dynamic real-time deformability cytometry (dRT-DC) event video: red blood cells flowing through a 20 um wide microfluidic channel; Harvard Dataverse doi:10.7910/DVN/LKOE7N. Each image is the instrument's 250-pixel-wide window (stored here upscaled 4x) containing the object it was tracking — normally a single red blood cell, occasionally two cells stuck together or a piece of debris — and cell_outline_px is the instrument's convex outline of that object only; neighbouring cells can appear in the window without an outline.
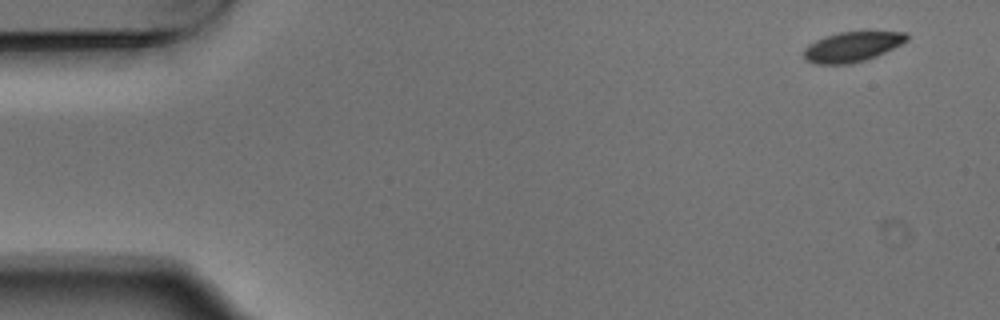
{"species": "Egyptian fruit bat (a non-hibernating species)", "species_latin": "Rousettus aegyptiacus", "temperature_condition": "warm", "stored_images_in_passage": 8, "camera_frame_rate_fps": 3000, "um_per_image_px": 0.085, "animal": {"sex": "male"}, "frame": {"image": 1, "passage_image": 1, "time_ms": 0.0, "image_size_px": [1000, 320], "cell_outline_px": [[908, 40], [876, 56], [852, 64], [816, 64], [804, 60], [804, 48], [808, 44], [824, 36], [840, 32], [908, 32]], "centroid_in_image_um": [72.39, 3.98], "position_along_channel_um": 12.6, "area_um2": 17.92}}
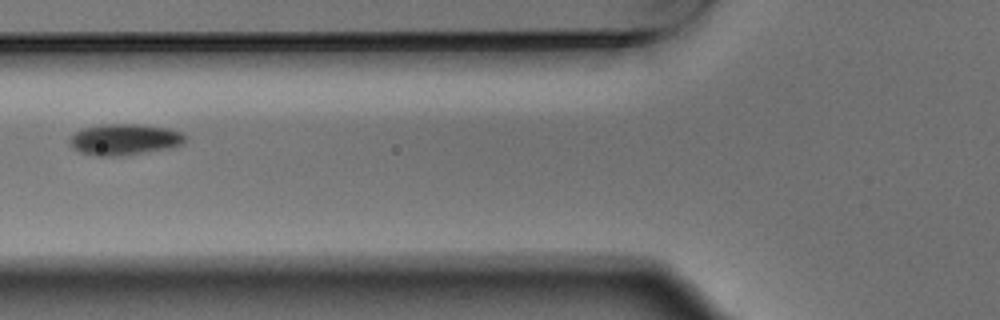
{"frame": {"image": 2, "passage_image": 6, "time_ms": 1.667, "image_size_px": [1000, 320], "cell_outline_px": [[188, 136], [184, 144], [168, 148], [124, 156], [96, 156], [80, 152], [72, 148], [68, 144], [68, 140], [76, 132], [84, 128], [104, 124], [140, 124], [168, 128], [180, 132]], "centroid_in_image_um": [10.59, 11.86], "position_along_channel_um": 115.2, "area_um2": 21.15}}
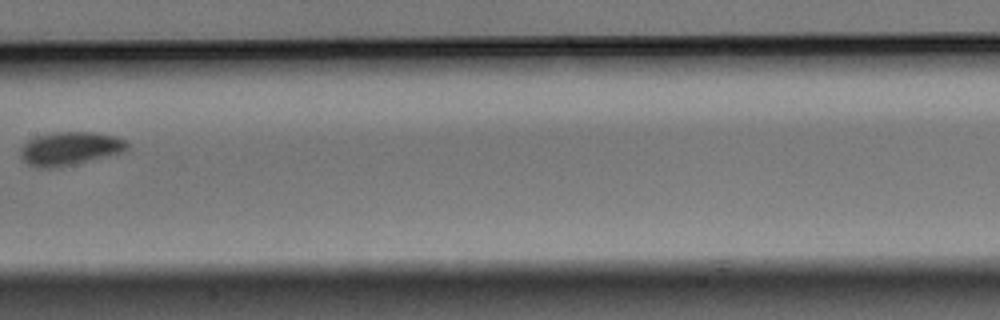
{"frame": {"image": 3, "passage_image": 8, "time_ms": 2.333, "image_size_px": [1000, 320], "cell_outline_px": [[128, 148], [120, 152], [72, 164], [52, 168], [40, 168], [28, 164], [20, 156], [20, 148], [28, 140], [36, 136], [52, 132], [92, 132], [116, 136], [124, 140], [128, 144]], "centroid_in_image_um": [5.88, 12.61], "position_along_channel_um": 201.5, "area_um2": 20.4}}